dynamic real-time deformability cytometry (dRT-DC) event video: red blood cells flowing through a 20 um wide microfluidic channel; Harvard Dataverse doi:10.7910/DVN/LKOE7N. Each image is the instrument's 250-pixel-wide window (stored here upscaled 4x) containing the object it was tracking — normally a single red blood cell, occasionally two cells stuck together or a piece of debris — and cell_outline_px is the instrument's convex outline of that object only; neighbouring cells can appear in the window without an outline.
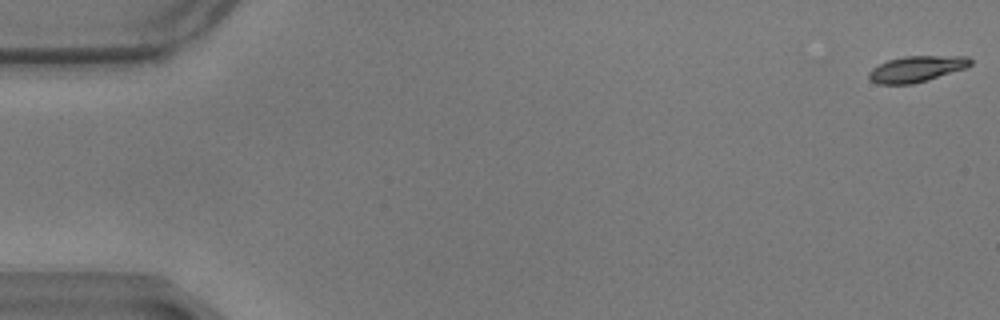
{"species": "common noctule bat (a hibernating species)", "species_latin": "Nyctalus noctula", "temperature_condition": "warm", "stored_images_in_passage": 59, "camera_frame_rate_fps": 3000, "um_per_image_px": 0.085, "animal": {"sex": "male", "body_mass_g": 17.9}, "frame": {"image": 1, "passage_image": 1, "time_ms": 0.0, "image_size_px": [1000, 320], "cell_outline_px": [[972, 64], [964, 68], [912, 84], [880, 84], [872, 80], [868, 76], [868, 72], [872, 68], [888, 60], [904, 56], [968, 56], [972, 60]], "centroid_in_image_um": [77.89, 5.84], "position_along_channel_um": 7.1, "area_um2": 15.09}}
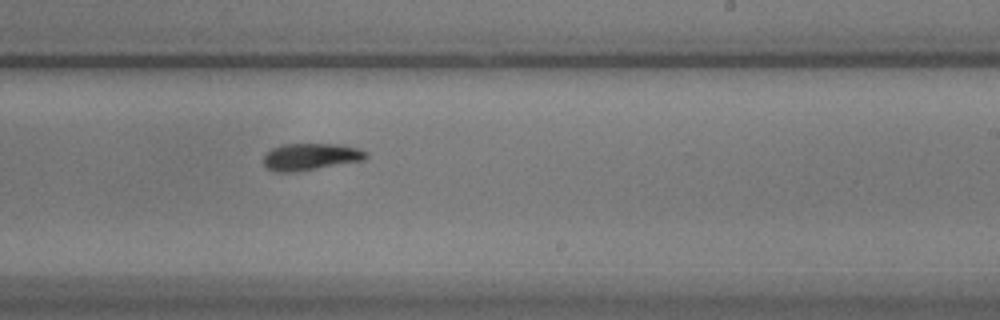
{"frame": {"image": 2, "passage_image": 36, "time_ms": 11.667, "image_size_px": [1000, 320], "cell_outline_px": [[368, 156], [364, 160], [292, 172], [276, 172], [268, 168], [264, 164], [264, 156], [272, 148], [284, 144], [340, 144], [356, 148], [368, 152]], "centroid_in_image_um": [26.41, 13.31], "position_along_channel_um": 262.6, "area_um2": 15.84}}
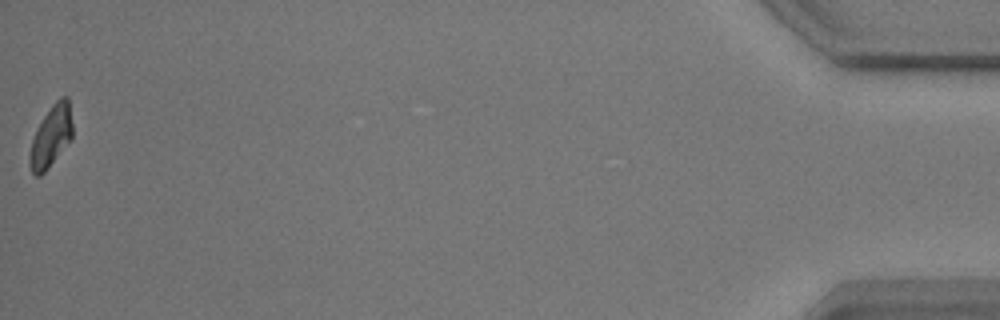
{"frame": {"image": 3, "passage_image": 59, "time_ms": 19.333, "image_size_px": [1000, 320], "cell_outline_px": [[72, 136], [48, 168], [40, 176], [36, 176], [32, 172], [28, 164], [28, 160], [32, 140], [44, 116], [52, 104], [60, 96], [68, 96], [72, 124]], "centroid_in_image_um": [4.33, 11.58], "position_along_channel_um": 430.9, "area_um2": 14.97}, "authors_computed_cell_mechanics": {"area_um2": 16.1262, "velocity_mm_per_s": 3.4414, "shape_relaxation_time_tau1_ms": 3.8554, "shape_relaxation_time_tau2_ms": 5.7816, "deformation_change_tau1": 0.1392, "deformation_change_tau2": 0.108}}